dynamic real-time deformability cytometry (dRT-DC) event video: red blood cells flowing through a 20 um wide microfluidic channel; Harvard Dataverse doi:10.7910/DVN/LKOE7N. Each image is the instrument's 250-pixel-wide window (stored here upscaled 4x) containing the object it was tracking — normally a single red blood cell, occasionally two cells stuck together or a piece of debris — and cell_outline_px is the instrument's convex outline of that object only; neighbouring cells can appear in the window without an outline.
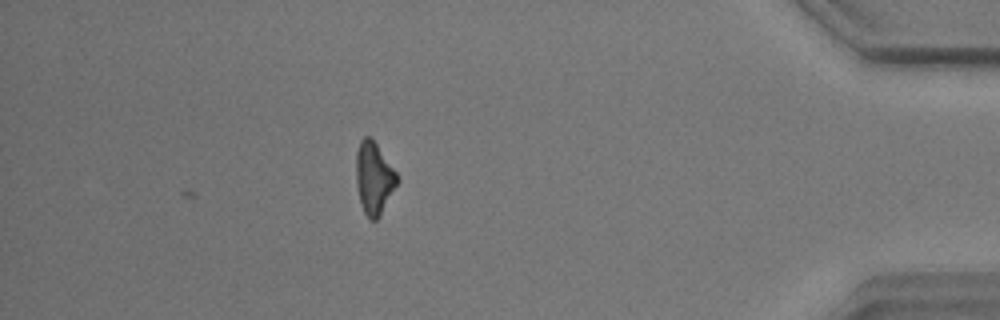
{"species": "common noctule bat (a hibernating species)", "species_latin": "Nyctalus noctula", "temperature_condition": "warm", "stored_images_in_passage": 37, "camera_frame_rate_fps": 3000, "um_per_image_px": 0.085, "animal": {"sex": "male", "body_mass_g": 17.9}, "frame": {"image": 1, "passage_image": 37, "time_ms": 12.0, "image_size_px": [1000, 320], "cell_outline_px": [[400, 180], [380, 216], [376, 220], [368, 220], [360, 204], [356, 184], [356, 152], [360, 140], [364, 136], [372, 136], [396, 172]], "centroid_in_image_um": [31.78, 15.13], "position_along_channel_um": 403.4, "area_um2": 17.63}, "authors_computed_cell_mechanics": {"area_um2": 17.8602, "velocity_mm_per_s": 3.4945, "shape_relaxation_time_tau1_ms": 9.6151, "shape_relaxation_time_tau2_ms": null, "deformation_change_tau1": 0.2374, "deformation_change_tau2": null}}